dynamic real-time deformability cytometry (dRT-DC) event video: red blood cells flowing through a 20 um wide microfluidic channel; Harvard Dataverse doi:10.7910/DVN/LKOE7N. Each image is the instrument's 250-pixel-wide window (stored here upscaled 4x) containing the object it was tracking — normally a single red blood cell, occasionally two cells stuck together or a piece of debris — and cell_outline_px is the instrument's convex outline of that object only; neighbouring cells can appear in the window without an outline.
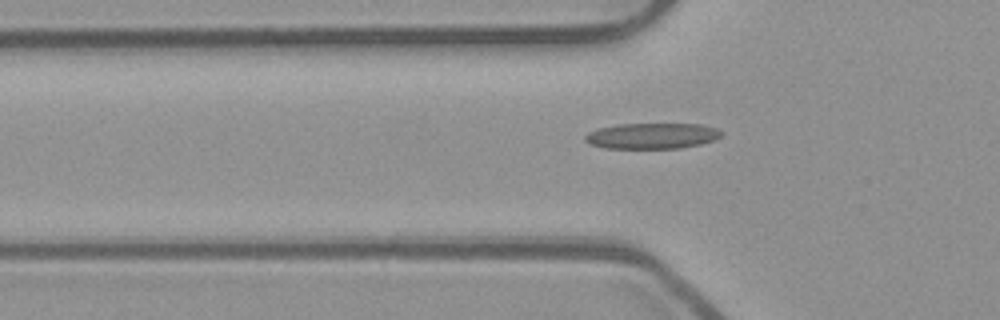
{"species": "common noctule bat (a hibernating species)", "species_latin": "Nyctalus noctula", "temperature_condition": "room temperature", "stored_images_in_passage": 48, "camera_frame_rate_fps": 3000, "um_per_image_px": 0.085, "animal": {"sex": "male", "body_mass_g": 23.1, "forearm_length_mm": 52.7}, "frame": {"image": 1, "passage_image": 18, "time_ms": 5.667, "image_size_px": [1000, 320], "cell_outline_px": [[724, 132], [720, 136], [712, 140], [700, 144], [680, 148], [604, 148], [588, 144], [584, 140], [584, 136], [588, 132], [596, 128], [620, 124], [700, 124], [716, 128]], "centroid_in_image_um": [55.37, 11.55], "position_along_channel_um": 70.4, "area_um2": 20.52}}
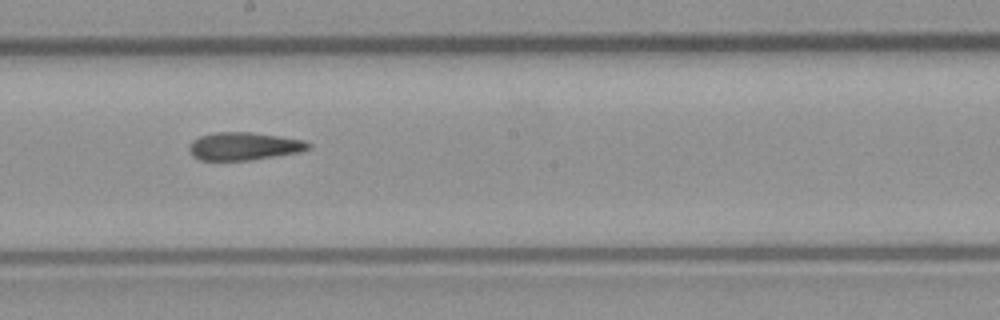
{"frame": {"image": 2, "passage_image": 30, "time_ms": 9.667, "image_size_px": [1000, 320], "cell_outline_px": [[312, 144], [308, 148], [300, 152], [252, 160], [200, 160], [192, 156], [188, 148], [192, 140], [200, 136], [216, 132], [252, 132], [280, 136], [304, 140]], "centroid_in_image_um": [20.73, 12.43], "position_along_channel_um": 227.5, "area_um2": 19.42}}
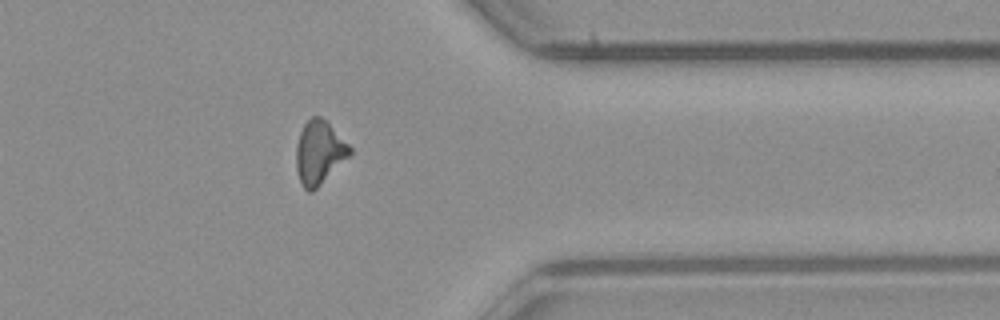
{"frame": {"image": 3, "passage_image": 43, "time_ms": 14.0, "image_size_px": [1000, 320], "cell_outline_px": [[352, 152], [312, 192], [308, 192], [300, 184], [296, 168], [296, 144], [300, 132], [304, 124], [312, 116], [320, 116], [328, 120], [352, 148]], "centroid_in_image_um": [27.12, 12.92], "position_along_channel_um": 384.3, "area_um2": 19.83}, "authors_computed_cell_mechanics": {"area_um2": 19.7387, "velocity_mm_per_s": 3.8959, "shape_relaxation_time_tau1_ms": null, "shape_relaxation_time_tau2_ms": 4.3144, "deformation_change_tau1": null, "deformation_change_tau2": 0.1407}}